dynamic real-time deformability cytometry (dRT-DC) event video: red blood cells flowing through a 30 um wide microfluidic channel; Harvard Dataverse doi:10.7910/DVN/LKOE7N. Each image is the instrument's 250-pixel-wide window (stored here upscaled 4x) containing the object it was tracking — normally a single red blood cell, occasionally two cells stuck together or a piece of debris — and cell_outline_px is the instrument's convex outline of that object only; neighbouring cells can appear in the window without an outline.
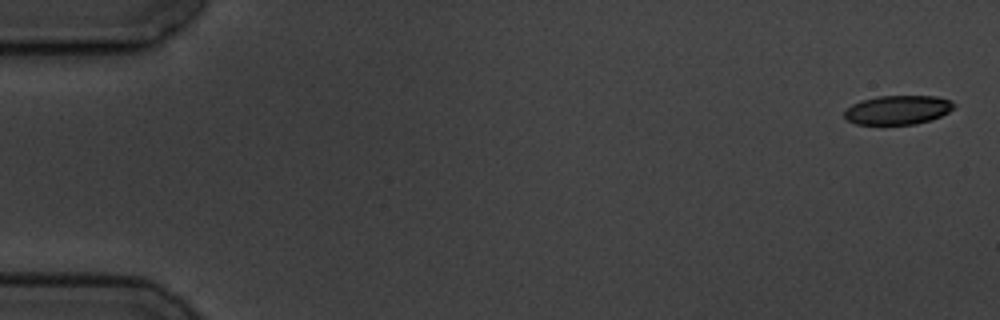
{"species": "common noctule bat (a hibernating species)", "species_latin": "Nyctalus noctula", "temperature_condition": "cold", "stored_images_in_passage": 5, "camera_frame_rate_fps": 3000, "um_per_image_px": 0.085, "animal": {"sex": "male", "body_mass_g": 19.5, "forearm_length_mm": 54.6}, "frame": {"image": 1, "passage_image": 1, "time_ms": 0.0, "image_size_px": [1000, 320], "cell_outline_px": [[956, 104], [948, 112], [932, 120], [916, 124], [856, 124], [848, 120], [844, 116], [844, 112], [852, 104], [860, 100], [880, 96], [936, 96], [952, 100]], "centroid_in_image_um": [76.33, 9.34], "position_along_channel_um": 8.7, "area_um2": 18.55}}
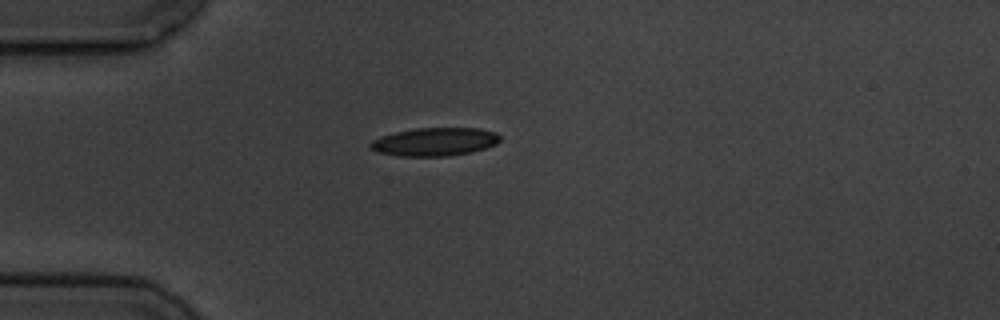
{"frame": {"image": 2, "passage_image": 5, "time_ms": 4.667, "image_size_px": [1000, 320], "cell_outline_px": [[500, 140], [496, 144], [472, 152], [448, 156], [400, 156], [376, 152], [368, 148], [368, 144], [372, 140], [380, 136], [396, 132], [416, 128], [480, 128], [496, 132], [500, 136]], "centroid_in_image_um": [36.92, 12.05], "position_along_channel_um": 48.1, "area_um2": 21.5}}